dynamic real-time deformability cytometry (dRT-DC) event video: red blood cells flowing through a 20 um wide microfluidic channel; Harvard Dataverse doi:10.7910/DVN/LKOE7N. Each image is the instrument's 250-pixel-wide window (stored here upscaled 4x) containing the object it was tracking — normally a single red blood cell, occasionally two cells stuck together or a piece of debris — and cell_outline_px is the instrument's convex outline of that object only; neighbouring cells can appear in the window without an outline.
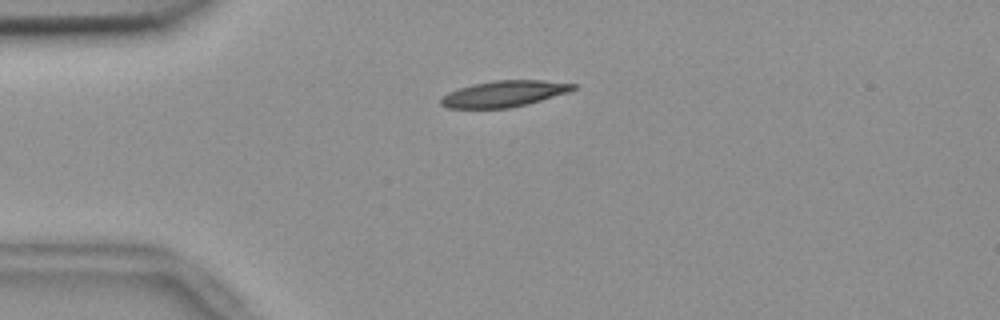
{"species": "common noctule bat (a hibernating species)", "species_latin": "Nyctalus noctula", "temperature_condition": "room temperature", "stored_images_in_passage": 43, "camera_frame_rate_fps": 3000, "um_per_image_px": 0.085, "animal": {"sex": "female", "body_mass_g": 18.4}, "frame": {"image": 1, "passage_image": 1, "time_ms": 0.0, "image_size_px": [1000, 320], "cell_outline_px": [[576, 88], [568, 92], [528, 104], [512, 108], [448, 108], [440, 104], [440, 96], [448, 92], [472, 84], [496, 80], [544, 80], [576, 84]], "centroid_in_image_um": [42.82, 7.97], "position_along_channel_um": 42.2, "area_um2": 20.23}}
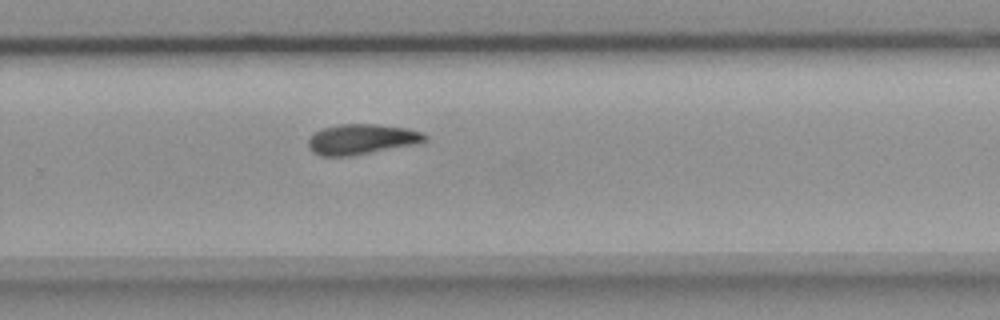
{"frame": {"image": 2, "passage_image": 24, "time_ms": 7.667, "image_size_px": [1000, 320], "cell_outline_px": [[428, 140], [416, 144], [352, 156], [320, 156], [312, 152], [308, 148], [308, 140], [312, 132], [324, 128], [340, 124], [376, 124], [408, 128], [424, 132], [428, 136]], "centroid_in_image_um": [30.74, 11.84], "position_along_channel_um": 299.1, "area_um2": 20.92}}
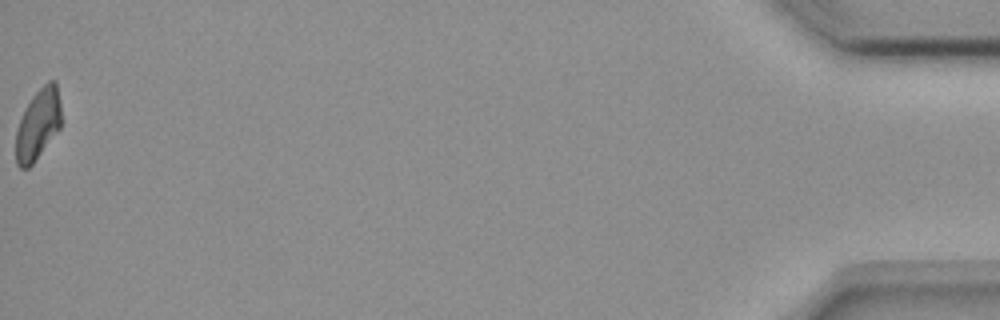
{"frame": {"image": 3, "passage_image": 43, "time_ms": 14.0, "image_size_px": [1000, 320], "cell_outline_px": [[60, 128], [32, 164], [28, 168], [20, 168], [16, 164], [16, 132], [20, 120], [32, 96], [48, 80], [56, 80], [60, 100]], "centroid_in_image_um": [3.24, 10.56], "position_along_channel_um": 432.0, "area_um2": 18.44}, "authors_computed_cell_mechanics": {"area_um2": 20.23, "velocity_mm_per_s": 3.6681, "shape_relaxation_time_tau1_ms": 6.0718, "shape_relaxation_time_tau2_ms": null, "deformation_change_tau1": 0.1572, "deformation_change_tau2": null}}